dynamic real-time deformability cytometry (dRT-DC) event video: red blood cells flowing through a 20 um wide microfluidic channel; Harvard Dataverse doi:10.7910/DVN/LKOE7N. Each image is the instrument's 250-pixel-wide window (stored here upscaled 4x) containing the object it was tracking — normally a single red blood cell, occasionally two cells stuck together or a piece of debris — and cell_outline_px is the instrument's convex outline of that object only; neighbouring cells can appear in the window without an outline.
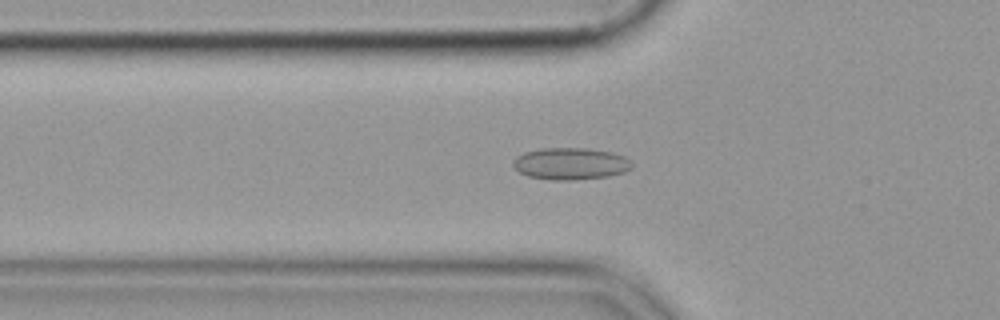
{"species": "common noctule bat (a hibernating species)", "species_latin": "Nyctalus noctula", "temperature_condition": "cold", "stored_images_in_passage": 52, "camera_frame_rate_fps": 3000, "um_per_image_px": 0.085, "animal": {"sex": "female", "body_mass_g": 19.9}, "frame": {"image": 1, "passage_image": 18, "time_ms": 5.667, "image_size_px": [1000, 320], "cell_outline_px": [[632, 168], [624, 172], [608, 176], [568, 180], [552, 180], [528, 176], [520, 172], [512, 164], [512, 160], [516, 156], [524, 152], [540, 148], [588, 148], [612, 152], [624, 156], [632, 164]], "centroid_in_image_um": [48.47, 13.9], "position_along_channel_um": 77.3, "area_um2": 22.08}}
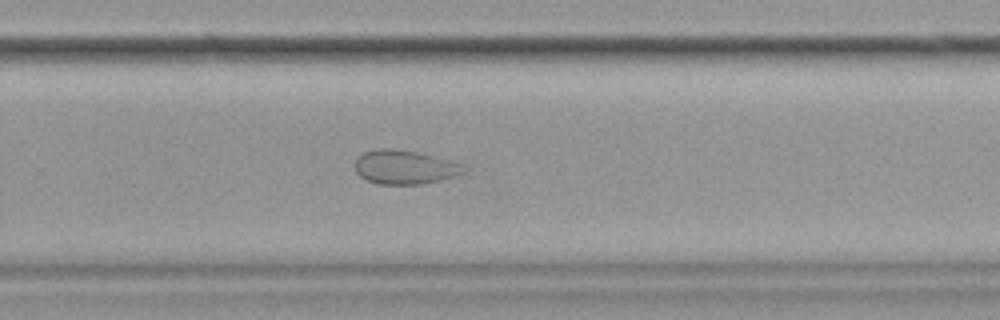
{"frame": {"image": 2, "passage_image": 36, "time_ms": 11.667, "image_size_px": [1000, 320], "cell_outline_px": [[468, 168], [464, 172], [456, 176], [440, 180], [420, 184], [376, 184], [360, 176], [356, 172], [356, 160], [364, 152], [380, 148], [392, 148], [416, 152], [432, 156], [460, 164]], "centroid_in_image_um": [34.39, 14.22], "position_along_channel_um": 295.4, "area_um2": 21.21}}
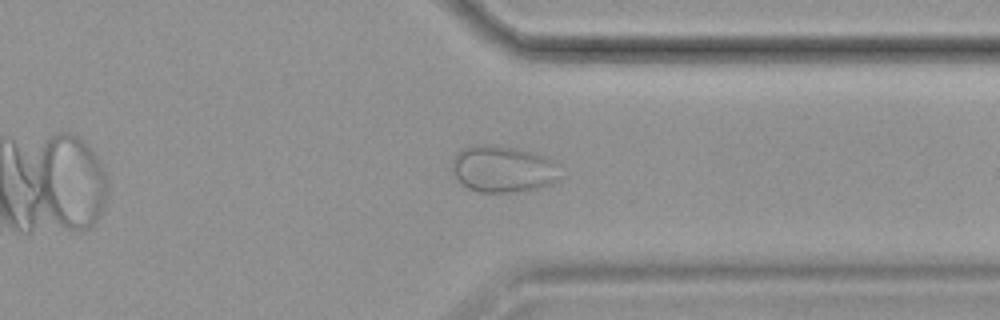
{"frame": {"image": 3, "passage_image": 42, "time_ms": 13.667, "image_size_px": [1000, 320], "cell_outline_px": [[560, 176], [548, 184], [536, 188], [508, 192], [480, 192], [468, 188], [456, 176], [452, 168], [452, 160], [456, 152], [464, 148], [476, 144], [492, 144], [520, 148], [556, 160]], "centroid_in_image_um": [42.74, 14.33], "position_along_channel_um": 368.7, "area_um2": 29.3}}